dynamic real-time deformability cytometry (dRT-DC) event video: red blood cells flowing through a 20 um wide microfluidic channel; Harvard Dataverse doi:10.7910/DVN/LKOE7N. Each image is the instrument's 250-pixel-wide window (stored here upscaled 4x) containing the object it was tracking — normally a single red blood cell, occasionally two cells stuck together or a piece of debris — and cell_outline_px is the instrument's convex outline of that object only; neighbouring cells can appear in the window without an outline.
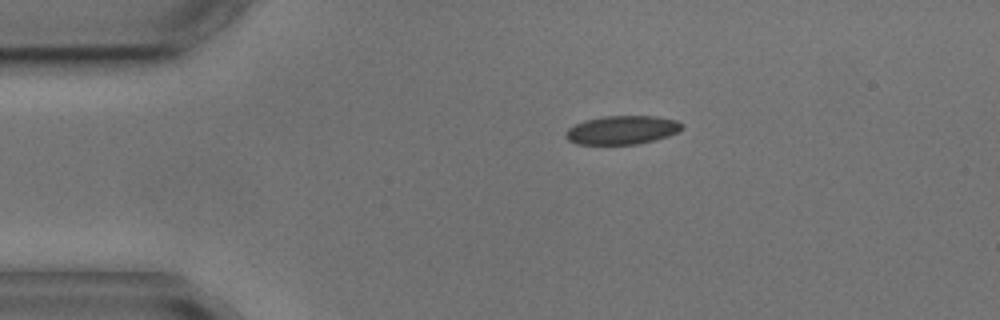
{"species": "common noctule bat (a hibernating species)", "species_latin": "Nyctalus noctula", "temperature_condition": "cold", "stored_images_in_passage": 4, "camera_frame_rate_fps": 3000, "um_per_image_px": 0.085, "animal": {"sex": "male", "body_mass_g": 17.9, "forearm_length_mm": 54.2}, "frame": {"image": 1, "passage_image": 1, "time_ms": 0.0, "image_size_px": [1000, 320], "cell_outline_px": [[684, 128], [680, 132], [656, 140], [636, 144], [576, 144], [568, 140], [564, 136], [564, 132], [568, 128], [584, 120], [600, 116], [656, 116], [676, 120], [684, 124]], "centroid_in_image_um": [52.89, 11.05], "position_along_channel_um": 32.1, "area_um2": 19.71}}
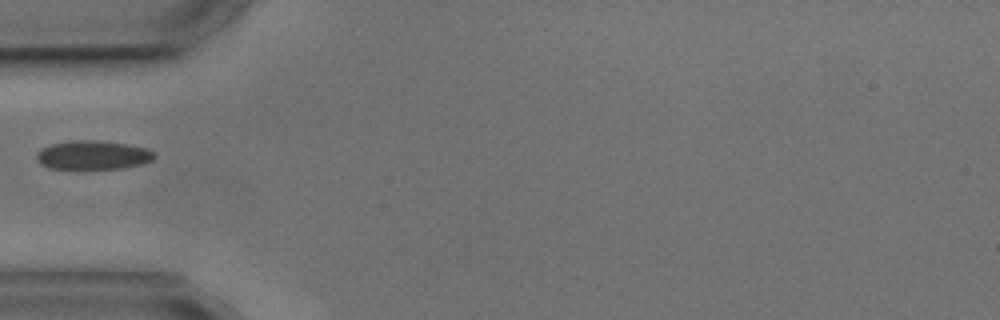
{"frame": {"image": 2, "passage_image": 3, "time_ms": 2.333, "image_size_px": [1000, 320], "cell_outline_px": [[156, 156], [152, 160], [144, 164], [124, 168], [48, 168], [40, 164], [36, 160], [36, 152], [40, 148], [52, 144], [76, 140], [96, 140], [128, 144], [148, 148]], "centroid_in_image_um": [7.9, 13.18], "position_along_channel_um": 77.1, "area_um2": 19.88}}